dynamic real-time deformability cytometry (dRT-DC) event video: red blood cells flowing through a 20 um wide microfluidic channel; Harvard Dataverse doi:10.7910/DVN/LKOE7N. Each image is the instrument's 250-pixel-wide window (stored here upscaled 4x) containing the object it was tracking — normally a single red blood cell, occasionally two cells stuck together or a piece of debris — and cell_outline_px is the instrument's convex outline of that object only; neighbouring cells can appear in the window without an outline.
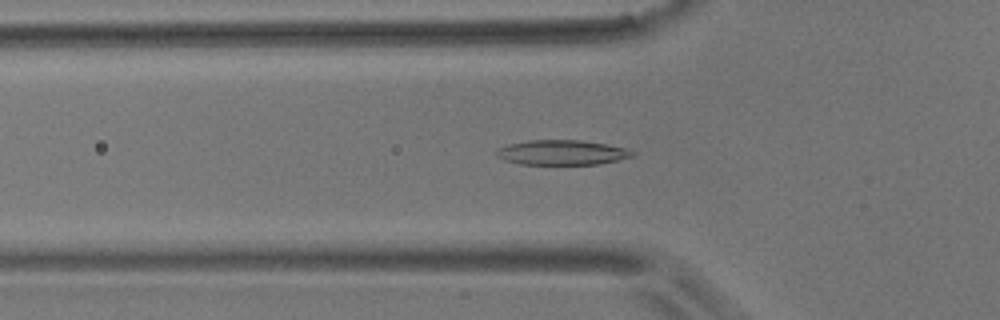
{"species": "common noctule bat (a hibernating species)", "species_latin": "Nyctalus noctula", "temperature_condition": "room temperature", "stored_images_in_passage": 40, "camera_frame_rate_fps": 3000, "um_per_image_px": 0.085, "animal": {"sex": "male", "body_mass_g": 17.9}, "frame": {"image": 1, "passage_image": 3, "time_ms": 0.667, "image_size_px": [1000, 320], "cell_outline_px": [[636, 152], [632, 156], [600, 164], [520, 164], [504, 160], [496, 156], [496, 148], [508, 144], [528, 140], [580, 140], [604, 144], [624, 148]], "centroid_in_image_um": [47.7, 12.96], "position_along_channel_um": 78.1, "area_um2": 19.59}}
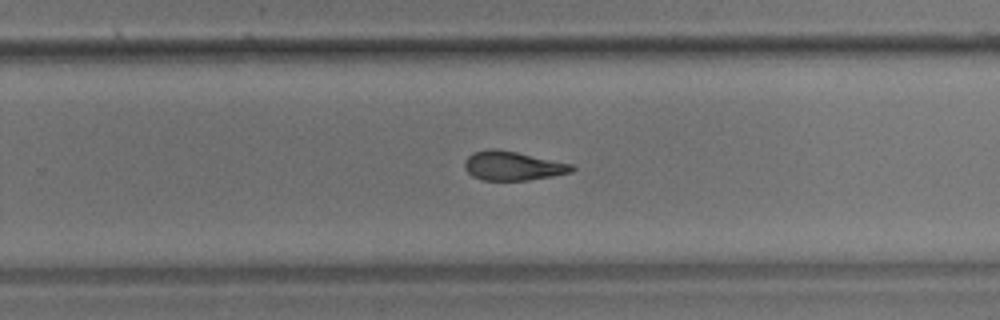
{"frame": {"image": 2, "passage_image": 20, "time_ms": 6.333, "image_size_px": [1000, 320], "cell_outline_px": [[576, 168], [572, 172], [552, 176], [528, 180], [480, 180], [472, 176], [464, 168], [464, 160], [472, 152], [488, 148], [496, 148], [516, 152], [572, 164]], "centroid_in_image_um": [43.54, 14.09], "position_along_channel_um": 286.3, "area_um2": 18.26}}
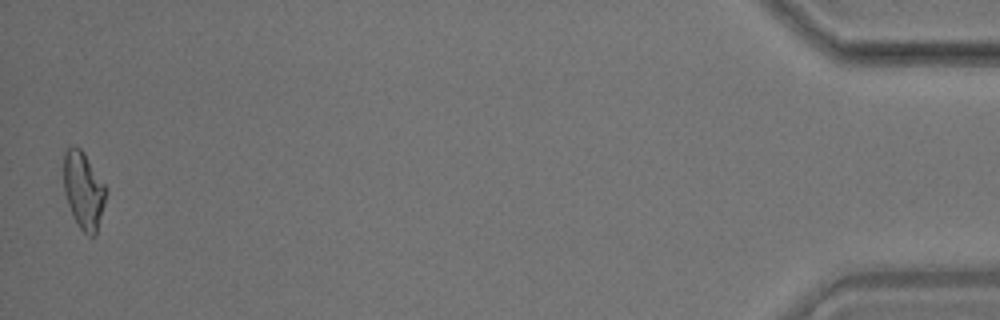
{"frame": {"image": 3, "passage_image": 39, "time_ms": 12.667, "image_size_px": [1000, 320], "cell_outline_px": [[108, 192], [96, 236], [88, 236], [80, 228], [68, 204], [64, 192], [64, 152], [72, 144], [80, 148], [104, 184]], "centroid_in_image_um": [7.11, 16.2], "position_along_channel_um": 428.1, "area_um2": 18.84}, "authors_computed_cell_mechanics": {"area_um2": 18.8139, "velocity_mm_per_s": 3.6726, "shape_relaxation_time_tau1_ms": null, "shape_relaxation_time_tau2_ms": 2.8873, "deformation_change_tau1": null, "deformation_change_tau2": 0.1029}}